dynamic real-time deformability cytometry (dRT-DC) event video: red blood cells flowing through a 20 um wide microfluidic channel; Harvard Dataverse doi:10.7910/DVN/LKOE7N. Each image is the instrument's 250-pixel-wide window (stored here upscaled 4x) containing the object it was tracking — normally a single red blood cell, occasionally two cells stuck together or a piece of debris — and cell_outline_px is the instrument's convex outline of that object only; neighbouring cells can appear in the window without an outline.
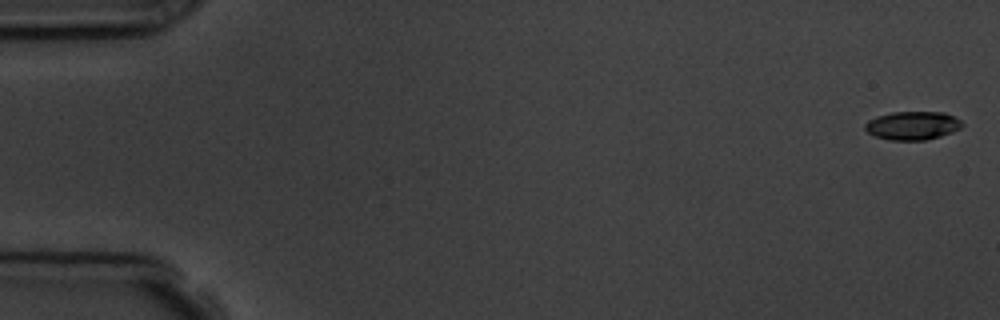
{"species": "common noctule bat (a hibernating species)", "species_latin": "Nyctalus noctula", "temperature_condition": "room temperature", "stored_images_in_passage": 6, "camera_frame_rate_fps": 3000, "um_per_image_px": 0.085, "animal": {"sex": "male", "body_mass_g": 19.5, "forearm_length_mm": 54.6}, "frame": {"image": 1, "passage_image": 1, "time_ms": 0.0, "image_size_px": [1000, 320], "cell_outline_px": [[964, 124], [960, 128], [952, 132], [940, 136], [924, 140], [892, 140], [876, 136], [868, 132], [864, 128], [864, 124], [868, 120], [876, 116], [892, 112], [944, 112], [960, 120]], "centroid_in_image_um": [77.55, 10.66], "position_along_channel_um": 7.4, "area_um2": 16.01}}
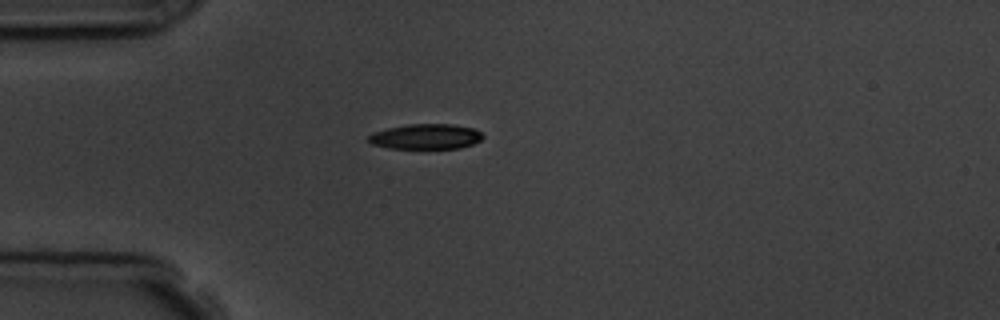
{"frame": {"image": 2, "passage_image": 5, "time_ms": 4.667, "image_size_px": [1000, 320], "cell_outline_px": [[484, 136], [480, 140], [472, 144], [460, 148], [388, 148], [372, 144], [368, 140], [368, 136], [372, 132], [388, 128], [408, 124], [452, 124], [472, 128], [480, 132]], "centroid_in_image_um": [36.17, 11.6], "position_along_channel_um": 48.8, "area_um2": 16.7}}